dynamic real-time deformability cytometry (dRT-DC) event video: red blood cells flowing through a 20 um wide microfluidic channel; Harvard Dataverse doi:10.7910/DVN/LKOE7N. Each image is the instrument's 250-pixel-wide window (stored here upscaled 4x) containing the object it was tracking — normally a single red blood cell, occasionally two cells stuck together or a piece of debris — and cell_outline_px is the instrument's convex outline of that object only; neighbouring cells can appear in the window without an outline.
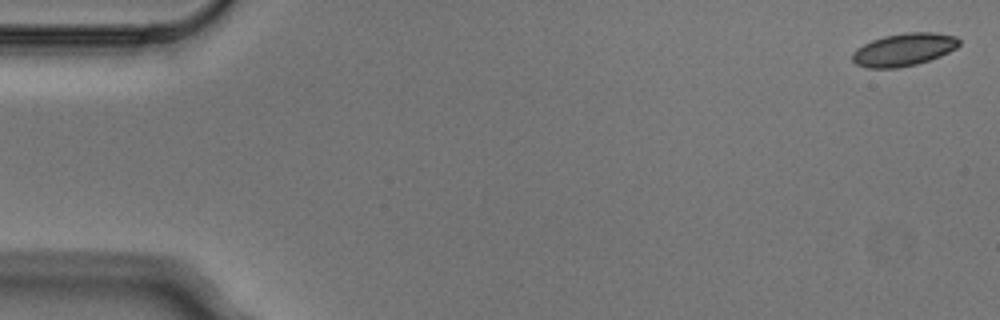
{"species": "Egyptian fruit bat (a non-hibernating species)", "species_latin": "Rousettus aegyptiacus", "temperature_condition": "cold", "stored_images_in_passage": 4, "camera_frame_rate_fps": 3000, "um_per_image_px": 0.085, "animal": {"sex": "male"}, "frame": {"image": 1, "passage_image": 1, "time_ms": 0.0, "image_size_px": [1000, 320], "cell_outline_px": [[960, 44], [956, 48], [940, 56], [916, 64], [896, 68], [868, 68], [856, 64], [852, 60], [852, 52], [856, 48], [872, 40], [884, 36], [904, 32], [936, 32], [956, 36], [960, 40]], "centroid_in_image_um": [76.82, 4.2], "position_along_channel_um": 8.2, "area_um2": 20.4}}
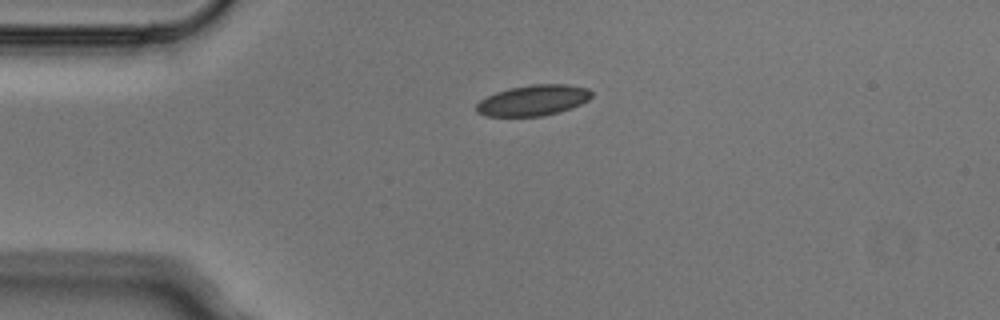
{"frame": {"image": 2, "passage_image": 4, "time_ms": 1.0, "image_size_px": [1000, 320], "cell_outline_px": [[592, 96], [588, 100], [572, 108], [560, 112], [544, 116], [484, 116], [476, 112], [476, 104], [480, 100], [496, 92], [512, 88], [532, 84], [568, 84], [588, 88], [592, 92]], "centroid_in_image_um": [45.34, 8.53], "position_along_channel_um": 39.7, "area_um2": 20.69}}